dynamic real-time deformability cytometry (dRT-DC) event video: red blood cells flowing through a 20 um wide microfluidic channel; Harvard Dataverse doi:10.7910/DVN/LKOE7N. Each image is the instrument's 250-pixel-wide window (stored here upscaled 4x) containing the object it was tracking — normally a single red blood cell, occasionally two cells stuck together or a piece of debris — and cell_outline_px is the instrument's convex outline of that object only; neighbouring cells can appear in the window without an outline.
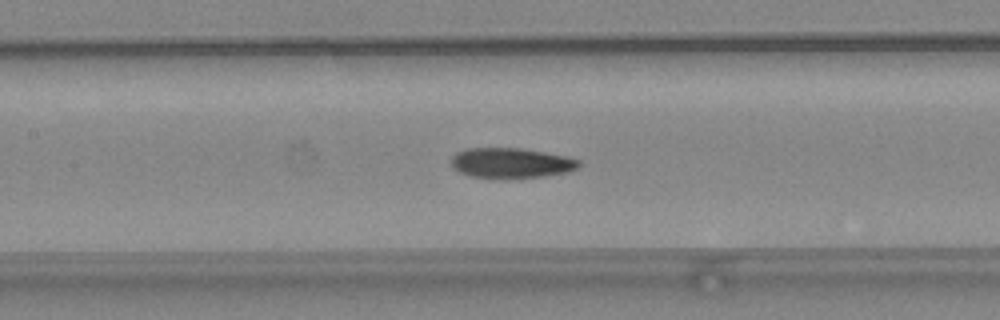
{"species": "common noctule bat (a hibernating species)", "species_latin": "Nyctalus noctula", "temperature_condition": "warm", "stored_images_in_passage": 49, "camera_frame_rate_fps": 3000, "um_per_image_px": 0.085, "animal": {"sex": "female", "body_mass_g": 24.6, "forearm_length_mm": 56.2}, "frame": {"image": 1, "passage_image": 23, "time_ms": 7.333, "image_size_px": [1000, 320], "cell_outline_px": [[580, 164], [576, 168], [568, 172], [544, 176], [472, 176], [460, 172], [452, 168], [452, 156], [456, 152], [468, 148], [520, 148], [544, 152], [564, 156], [580, 160]], "centroid_in_image_um": [43.43, 13.82], "position_along_channel_um": 164.0, "area_um2": 21.68}}
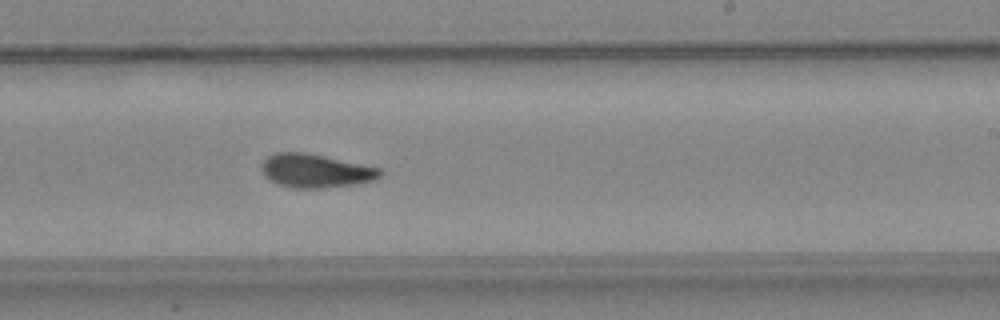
{"frame": {"image": 2, "passage_image": 30, "time_ms": 9.667, "image_size_px": [1000, 320], "cell_outline_px": [[384, 172], [380, 176], [372, 180], [352, 184], [320, 188], [292, 188], [276, 184], [264, 176], [260, 168], [260, 164], [268, 156], [276, 152], [304, 152], [324, 156], [380, 168]], "centroid_in_image_um": [26.76, 14.51], "position_along_channel_um": 262.2, "area_um2": 23.12}}
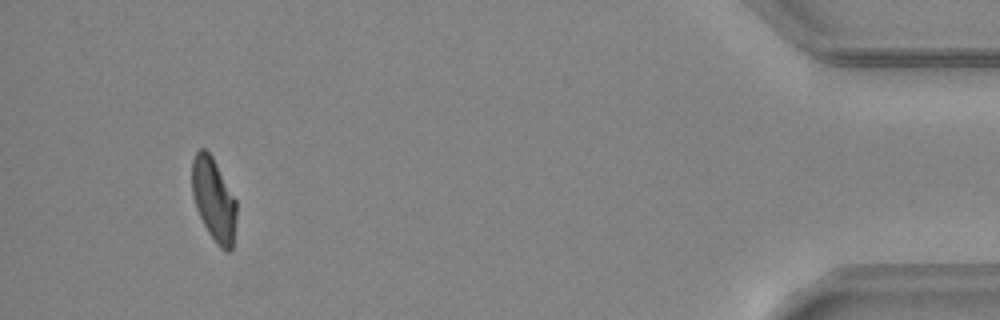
{"frame": {"image": 3, "passage_image": 46, "time_ms": 15.0, "image_size_px": [1000, 320], "cell_outline_px": [[236, 220], [232, 252], [224, 252], [216, 244], [208, 232], [196, 208], [192, 192], [192, 160], [196, 152], [200, 148], [204, 148], [212, 156], [236, 200]], "centroid_in_image_um": [18.18, 17.0], "position_along_channel_um": 417.0, "area_um2": 21.56}, "authors_computed_cell_mechanics": {"area_um2": 22.3686, "velocity_mm_per_s": 4.2316, "shape_relaxation_time_tau1_ms": 5.4951, "shape_relaxation_time_tau2_ms": 3.3489, "deformation_change_tau1": 0.1774, "deformation_change_tau2": 0.1001}}